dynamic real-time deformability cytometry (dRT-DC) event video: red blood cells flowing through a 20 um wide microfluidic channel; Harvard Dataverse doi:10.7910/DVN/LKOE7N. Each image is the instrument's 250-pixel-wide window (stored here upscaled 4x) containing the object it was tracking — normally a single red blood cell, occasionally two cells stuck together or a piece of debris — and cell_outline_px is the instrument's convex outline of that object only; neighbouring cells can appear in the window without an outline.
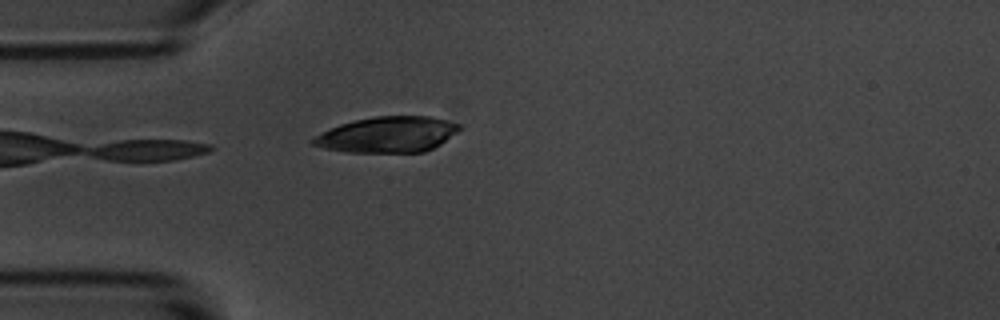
{"species": "common noctule bat (a hibernating species)", "species_latin": "Nyctalus noctula", "temperature_condition": "room temperature", "stored_images_in_passage": 41, "camera_frame_rate_fps": 3000, "um_per_image_px": 0.085, "animal": {"sex": "male", "body_mass_g": 20.1, "forearm_length_mm": 53.5}, "frame": {"image": 1, "passage_image": 1, "time_ms": 0.0, "image_size_px": [1000, 320], "cell_outline_px": [[460, 128], [456, 132], [440, 144], [424, 152], [344, 152], [324, 148], [312, 144], [308, 140], [312, 136], [340, 124], [372, 116], [432, 116], [460, 124]], "centroid_in_image_um": [32.89, 11.43], "position_along_channel_um": 52.1, "area_um2": 30.52}}
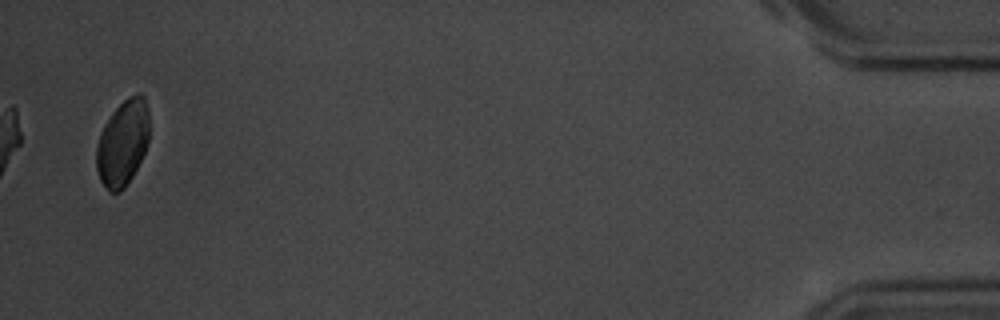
{"frame": {"image": 2, "passage_image": 40, "time_ms": 13.0, "image_size_px": [1000, 320], "cell_outline_px": [[148, 144], [132, 176], [124, 188], [120, 192], [108, 192], [100, 180], [96, 168], [96, 148], [100, 132], [104, 124], [112, 112], [128, 96], [140, 92], [144, 96], [148, 108]], "centroid_in_image_um": [10.42, 12.14], "position_along_channel_um": 424.8, "area_um2": 26.53}}